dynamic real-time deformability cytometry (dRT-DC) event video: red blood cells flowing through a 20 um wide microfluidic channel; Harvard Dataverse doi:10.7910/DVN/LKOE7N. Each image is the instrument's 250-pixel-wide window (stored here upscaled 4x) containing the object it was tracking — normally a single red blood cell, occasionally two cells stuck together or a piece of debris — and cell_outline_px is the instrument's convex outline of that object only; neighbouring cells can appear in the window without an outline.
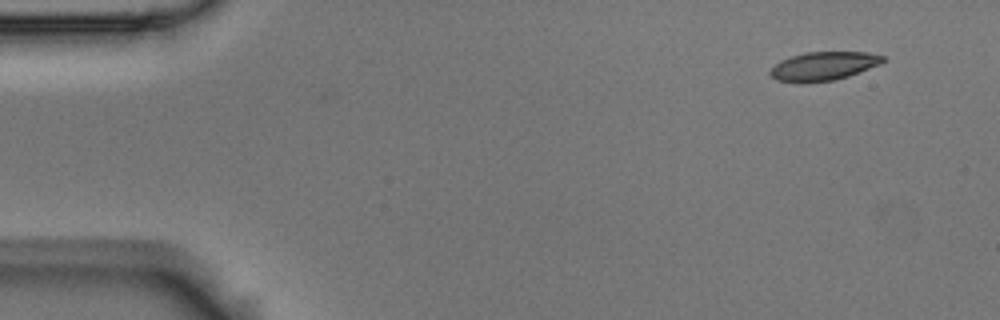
{"species": "Egyptian fruit bat (a non-hibernating species)", "species_latin": "Rousettus aegyptiacus", "temperature_condition": "room temperature", "stored_images_in_passage": 4, "camera_frame_rate_fps": 3000, "um_per_image_px": 0.085, "animal": {"sex": "male"}, "frame": {"image": 1, "passage_image": 1, "time_ms": 0.0, "image_size_px": [1000, 320], "cell_outline_px": [[884, 60], [880, 64], [848, 76], [836, 80], [808, 84], [800, 84], [776, 80], [768, 72], [780, 60], [804, 52], [868, 52], [884, 56]], "centroid_in_image_um": [69.96, 5.64], "position_along_channel_um": 15.0, "area_um2": 19.07}}
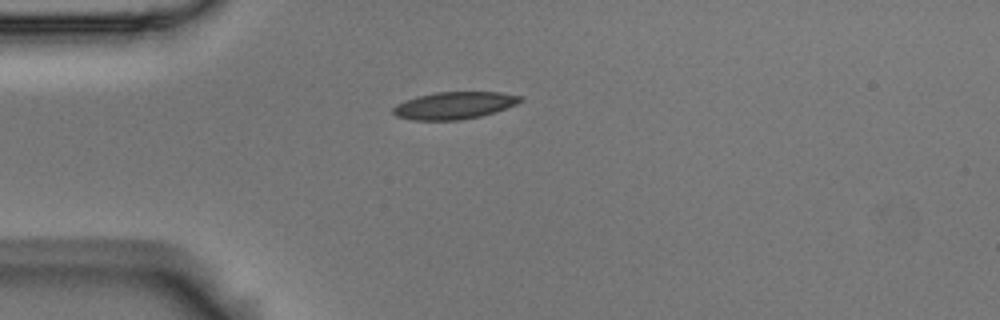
{"frame": {"image": 2, "passage_image": 4, "time_ms": 1.0, "image_size_px": [1000, 320], "cell_outline_px": [[524, 100], [516, 104], [480, 116], [460, 120], [412, 120], [396, 116], [392, 112], [392, 108], [396, 104], [404, 100], [416, 96], [436, 92], [500, 92], [524, 96]], "centroid_in_image_um": [38.58, 8.95], "position_along_channel_um": 46.4, "area_um2": 20.23}}